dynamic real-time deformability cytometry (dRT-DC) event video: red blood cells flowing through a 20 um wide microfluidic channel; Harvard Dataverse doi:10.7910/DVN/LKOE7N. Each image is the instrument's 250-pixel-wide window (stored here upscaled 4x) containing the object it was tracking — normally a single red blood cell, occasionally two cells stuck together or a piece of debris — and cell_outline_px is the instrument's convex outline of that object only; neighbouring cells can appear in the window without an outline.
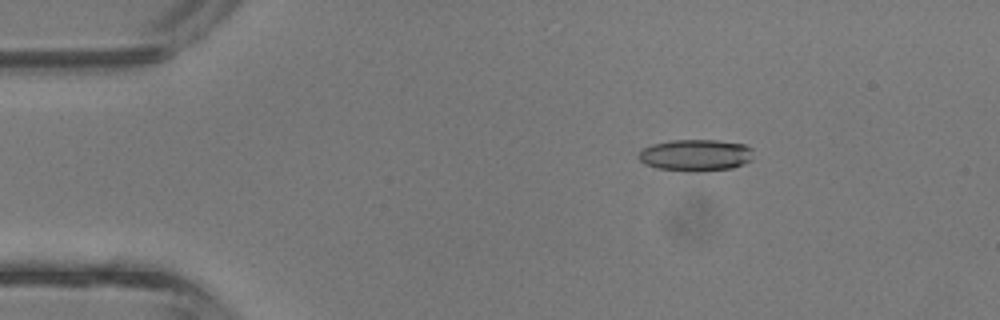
{"species": "common noctule bat (a hibernating species)", "species_latin": "Nyctalus noctula", "temperature_condition": "room temperature", "stored_images_in_passage": 37, "camera_frame_rate_fps": 3000, "um_per_image_px": 0.085, "animal": {"sex": "male", "body_mass_g": 13.3}, "frame": {"image": 1, "passage_image": 2, "time_ms": 0.333, "image_size_px": [1000, 320], "cell_outline_px": [[752, 160], [744, 164], [732, 168], [704, 172], [684, 172], [656, 168], [644, 164], [636, 156], [644, 148], [652, 144], [668, 140], [716, 140], [744, 144], [752, 148]], "centroid_in_image_um": [59.12, 13.21], "position_along_channel_um": 25.9, "area_um2": 21.68}}
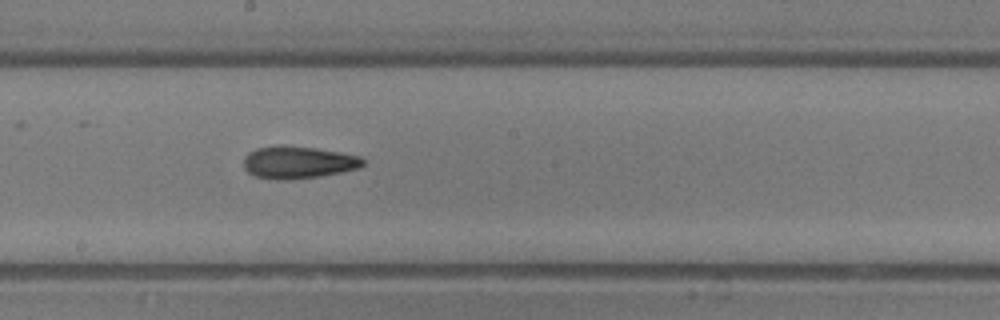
{"frame": {"image": 2, "passage_image": 18, "time_ms": 5.667, "image_size_px": [1000, 320], "cell_outline_px": [[364, 164], [360, 168], [320, 176], [292, 180], [276, 180], [256, 176], [248, 172], [244, 168], [244, 156], [248, 152], [256, 148], [284, 144], [316, 148], [340, 152], [360, 156], [364, 160]], "centroid_in_image_um": [25.33, 13.79], "position_along_channel_um": 222.9, "area_um2": 22.77}}
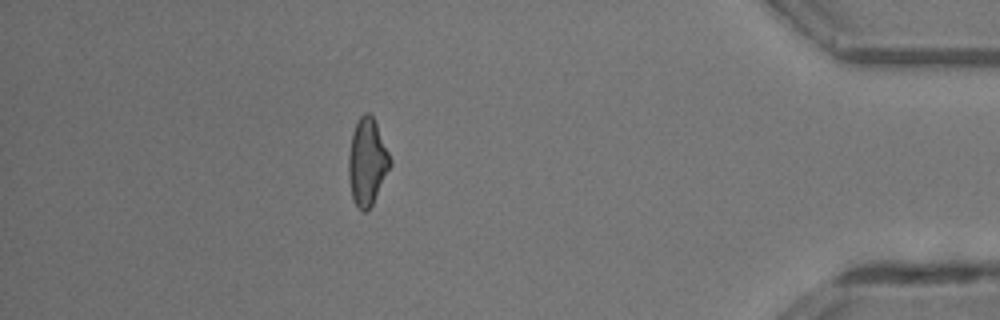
{"frame": {"image": 3, "passage_image": 32, "time_ms": 10.333, "image_size_px": [1000, 320], "cell_outline_px": [[392, 164], [372, 204], [364, 212], [352, 200], [348, 176], [348, 156], [352, 132], [360, 116], [364, 112], [368, 112], [372, 116], [376, 124], [392, 160]], "centroid_in_image_um": [31.2, 13.75], "position_along_channel_um": 404.0, "area_um2": 20.87}, "authors_computed_cell_mechanics": {"area_um2": 21.5016, "velocity_mm_per_s": 4.9298, "shape_relaxation_time_tau1_ms": 8.743, "shape_relaxation_time_tau2_ms": 7.0528, "deformation_change_tau1": 0.2776, "deformation_change_tau2": 0.1979}}